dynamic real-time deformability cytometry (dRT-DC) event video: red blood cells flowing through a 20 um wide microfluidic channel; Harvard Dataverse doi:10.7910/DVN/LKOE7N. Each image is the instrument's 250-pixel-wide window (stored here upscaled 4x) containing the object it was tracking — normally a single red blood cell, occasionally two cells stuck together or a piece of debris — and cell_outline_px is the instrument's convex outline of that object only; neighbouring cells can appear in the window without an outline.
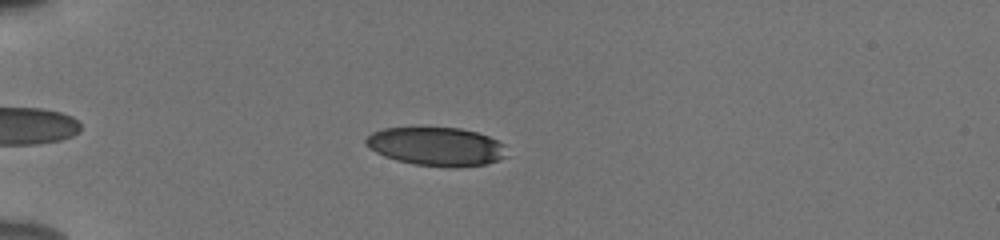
{"species": "human", "species_latin": "Homo sapiens", "temperature_condition": "cold", "stored_images_in_passage": 44, "camera_frame_rate_fps": 3000, "um_per_image_px": 0.085, "donor": {"sex": "male"}, "frame": {"image": 1, "passage_image": 10, "time_ms": 3.0, "image_size_px": [1000, 240], "cell_outline_px": [[508, 156], [500, 160], [484, 164], [452, 168], [416, 164], [396, 160], [384, 156], [376, 152], [364, 144], [364, 140], [372, 132], [384, 128], [460, 128], [476, 132], [488, 136], [504, 144]], "centroid_in_image_um": [37.1, 12.46], "position_along_channel_um": 47.9, "area_um2": 31.67}}
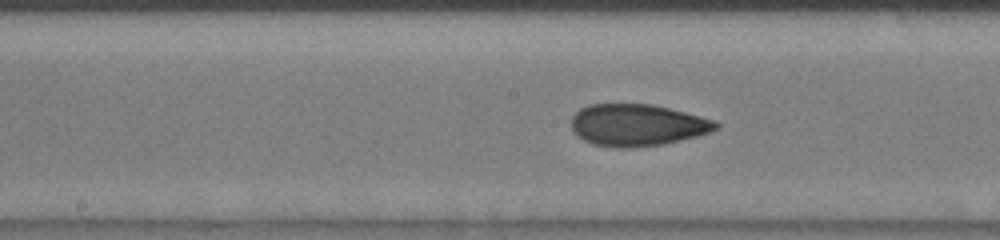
{"frame": {"image": 2, "passage_image": 24, "time_ms": 7.667, "image_size_px": [1000, 240], "cell_outline_px": [[720, 128], [696, 136], [664, 144], [632, 148], [616, 148], [592, 144], [576, 136], [572, 132], [572, 116], [580, 108], [588, 104], [652, 104], [716, 120], [720, 124]], "centroid_in_image_um": [54.14, 10.64], "position_along_channel_um": 194.1, "area_um2": 35.49}}
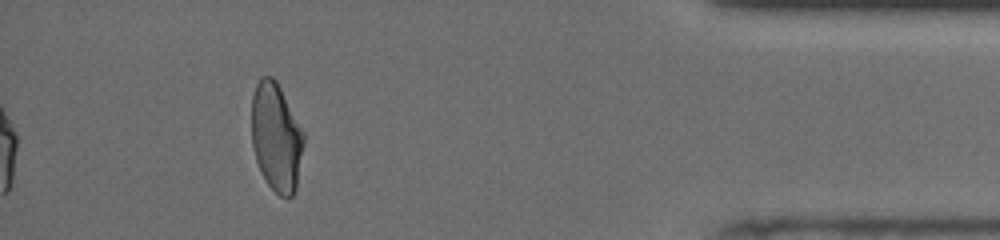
{"frame": {"image": 3, "passage_image": 44, "time_ms": 14.333, "image_size_px": [1000, 240], "cell_outline_px": [[304, 144], [296, 188], [292, 196], [288, 200], [280, 196], [268, 184], [256, 160], [252, 148], [252, 96], [256, 84], [260, 76], [272, 76], [276, 80], [304, 132]], "centroid_in_image_um": [23.48, 11.66], "position_along_channel_um": 411.7, "area_um2": 32.95}, "authors_computed_cell_mechanics": {"area_um2": 34.2754, "velocity_mm_per_s": 3.8756, "shape_relaxation_time_tau1_ms": 6.6729, "shape_relaxation_time_tau2_ms": 1.4767, "deformation_change_tau1": 0.179, "deformation_change_tau2": 0.074}}